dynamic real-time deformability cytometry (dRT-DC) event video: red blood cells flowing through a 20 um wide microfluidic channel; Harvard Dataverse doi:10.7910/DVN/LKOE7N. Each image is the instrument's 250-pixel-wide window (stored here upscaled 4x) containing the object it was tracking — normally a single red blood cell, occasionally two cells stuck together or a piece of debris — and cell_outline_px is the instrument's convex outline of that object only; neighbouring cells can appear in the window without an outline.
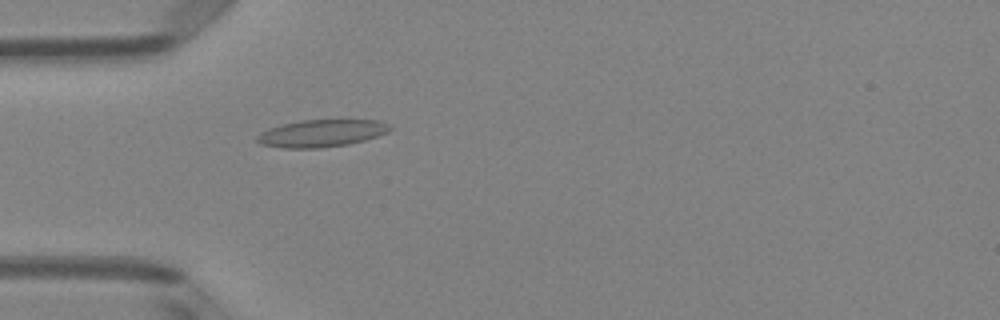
{"species": "Egyptian fruit bat (a non-hibernating species)", "species_latin": "Rousettus aegyptiacus", "temperature_condition": "room temperature", "stored_images_in_passage": 49, "camera_frame_rate_fps": 3000, "um_per_image_px": 0.085, "animal": {"sex": "female"}, "frame": {"image": 1, "passage_image": 13, "time_ms": 4.0, "image_size_px": [1000, 320], "cell_outline_px": [[392, 128], [388, 132], [364, 140], [348, 144], [320, 148], [284, 148], [260, 144], [256, 140], [256, 136], [260, 132], [268, 128], [280, 124], [300, 120], [376, 120], [388, 124]], "centroid_in_image_um": [27.27, 11.32], "position_along_channel_um": 57.7, "area_um2": 21.15}}
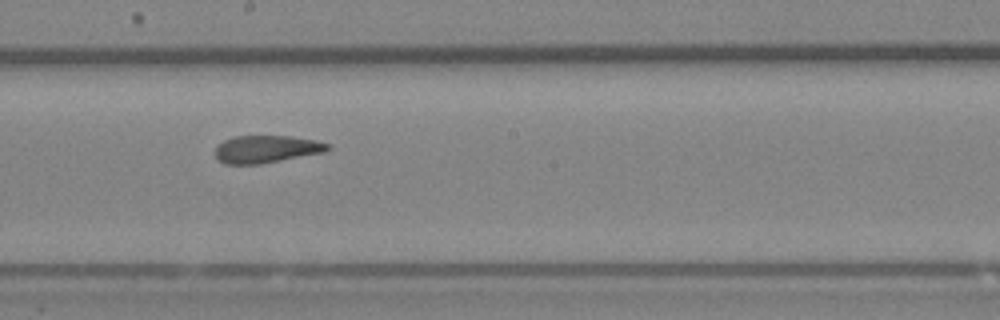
{"frame": {"image": 2, "passage_image": 26, "time_ms": 8.333, "image_size_px": [1000, 320], "cell_outline_px": [[332, 148], [324, 152], [260, 164], [224, 164], [216, 160], [216, 148], [224, 140], [232, 136], [288, 136], [316, 140], [328, 144]], "centroid_in_image_um": [22.62, 12.68], "position_along_channel_um": 225.6, "area_um2": 17.98}}
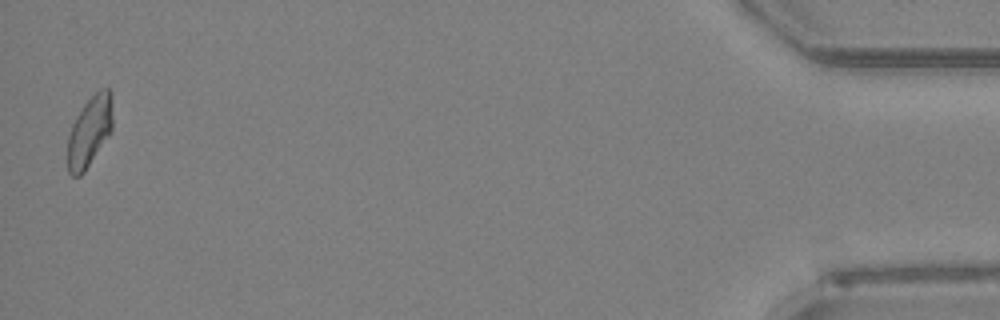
{"frame": {"image": 3, "passage_image": 48, "time_ms": 15.667, "image_size_px": [1000, 320], "cell_outline_px": [[112, 132], [84, 172], [80, 176], [72, 176], [68, 172], [68, 136], [72, 124], [76, 116], [84, 104], [100, 88], [108, 88], [112, 92]], "centroid_in_image_um": [7.63, 11.16], "position_along_channel_um": 427.6, "area_um2": 18.61}, "authors_computed_cell_mechanics": {"area_um2": 19.1896, "velocity_mm_per_s": 3.983, "shape_relaxation_time_tau1_ms": 6.306, "shape_relaxation_time_tau2_ms": 2.0197, "deformation_change_tau1": 0.1643, "deformation_change_tau2": 0.0991}}